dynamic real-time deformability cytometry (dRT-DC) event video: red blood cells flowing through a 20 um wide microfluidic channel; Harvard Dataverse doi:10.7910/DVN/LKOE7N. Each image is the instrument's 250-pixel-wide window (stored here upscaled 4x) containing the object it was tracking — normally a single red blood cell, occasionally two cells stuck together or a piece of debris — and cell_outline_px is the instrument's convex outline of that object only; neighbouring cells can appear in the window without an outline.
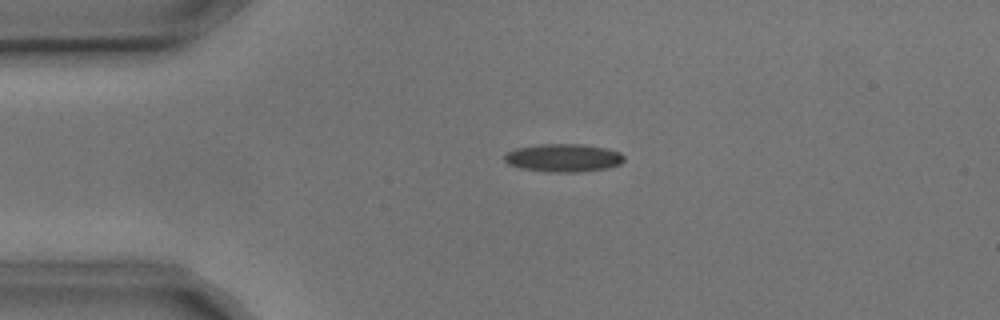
{"species": "common noctule bat (a hibernating species)", "species_latin": "Nyctalus noctula", "temperature_condition": "cold", "stored_images_in_passage": 3, "camera_frame_rate_fps": 3000, "um_per_image_px": 0.085, "animal": {"sex": "male", "body_mass_g": 17.9, "forearm_length_mm": 54.2}, "frame": {"image": 1, "passage_image": 2, "time_ms": 0.333, "image_size_px": [1000, 320], "cell_outline_px": [[624, 160], [620, 164], [608, 168], [576, 172], [552, 172], [520, 168], [508, 164], [504, 160], [504, 156], [508, 152], [516, 148], [540, 144], [584, 144], [608, 148], [620, 152], [624, 156]], "centroid_in_image_um": [47.91, 13.41], "position_along_channel_um": 37.1, "area_um2": 19.59}}